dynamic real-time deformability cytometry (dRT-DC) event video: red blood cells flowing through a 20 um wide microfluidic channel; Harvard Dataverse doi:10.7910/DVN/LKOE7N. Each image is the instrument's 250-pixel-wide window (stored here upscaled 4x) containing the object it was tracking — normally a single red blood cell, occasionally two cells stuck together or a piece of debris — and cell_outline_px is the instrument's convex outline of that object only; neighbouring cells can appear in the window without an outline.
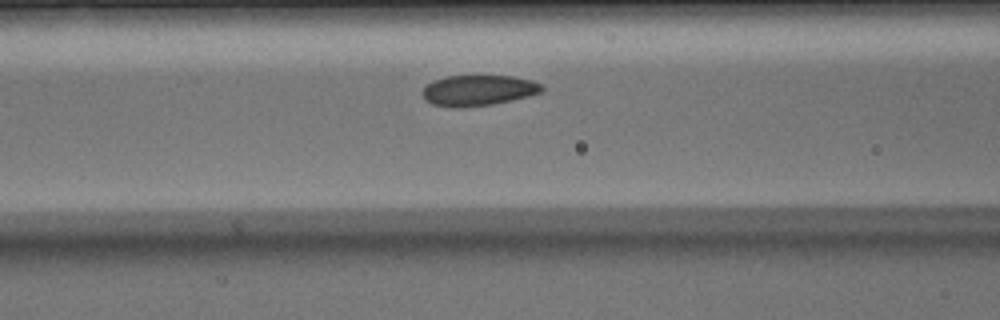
{"species": "Egyptian fruit bat (a non-hibernating species)", "species_latin": "Rousettus aegyptiacus", "temperature_condition": "warm", "stored_images_in_passage": 7, "camera_frame_rate_fps": 3000, "um_per_image_px": 0.085, "animal": {"sex": "male"}, "frame": {"image": 1, "passage_image": 5, "time_ms": 1.333, "image_size_px": [1000, 320], "cell_outline_px": [[544, 92], [512, 100], [492, 104], [464, 108], [452, 108], [432, 104], [424, 100], [420, 92], [432, 80], [448, 76], [512, 76], [532, 80], [540, 84], [544, 88]], "centroid_in_image_um": [40.63, 7.69], "position_along_channel_um": 126.0, "area_um2": 21.62}}